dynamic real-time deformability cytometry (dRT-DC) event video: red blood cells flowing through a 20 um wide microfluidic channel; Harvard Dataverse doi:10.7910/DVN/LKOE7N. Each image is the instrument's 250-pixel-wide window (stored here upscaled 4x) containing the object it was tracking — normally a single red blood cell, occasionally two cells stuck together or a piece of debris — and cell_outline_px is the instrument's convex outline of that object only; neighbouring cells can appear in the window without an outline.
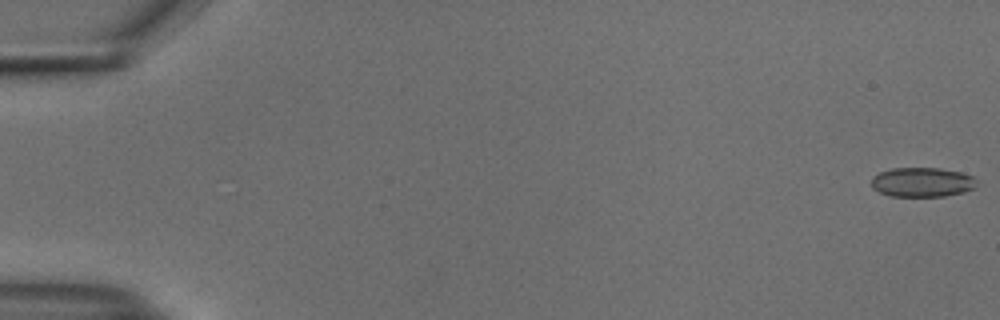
{"species": "common noctule bat (a hibernating species)", "species_latin": "Nyctalus noctula", "temperature_condition": "cold", "stored_images_in_passage": 54, "camera_frame_rate_fps": 3000, "um_per_image_px": 0.085, "animal": {"sex": "male", "body_mass_g": 18.8}, "frame": {"image": 1, "passage_image": 1, "time_ms": 0.0, "image_size_px": [1000, 320], "cell_outline_px": [[976, 188], [964, 192], [944, 196], [892, 196], [880, 192], [872, 188], [872, 176], [880, 172], [892, 168], [940, 168], [960, 172], [972, 176], [976, 180]], "centroid_in_image_um": [78.39, 15.48], "position_along_channel_um": 6.6, "area_um2": 18.09}}
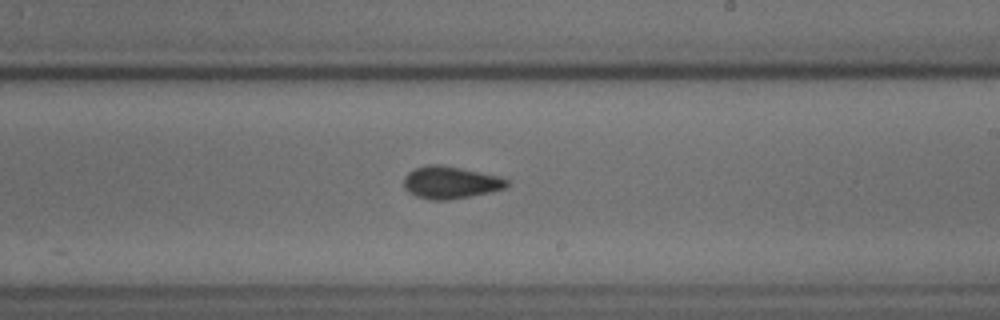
{"frame": {"image": 2, "passage_image": 33, "time_ms": 10.667, "image_size_px": [1000, 320], "cell_outline_px": [[508, 188], [492, 192], [448, 200], [428, 200], [416, 196], [408, 192], [404, 188], [404, 176], [408, 172], [416, 168], [428, 164], [440, 164], [500, 176], [508, 180]], "centroid_in_image_um": [38.29, 15.52], "position_along_channel_um": 250.7, "area_um2": 19.59}}
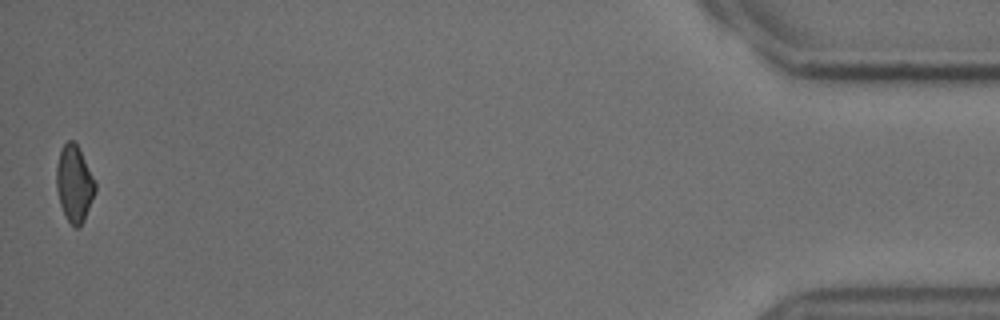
{"frame": {"image": 3, "passage_image": 54, "time_ms": 17.667, "image_size_px": [1000, 320], "cell_outline_px": [[96, 192], [84, 220], [80, 228], [72, 228], [60, 204], [56, 188], [56, 164], [60, 148], [68, 140], [72, 140], [76, 144], [96, 180]], "centroid_in_image_um": [6.32, 15.63], "position_along_channel_um": 428.9, "area_um2": 17.51}, "authors_computed_cell_mechanics": {"area_um2": 18.7272, "velocity_mm_per_s": 3.768, "shape_relaxation_time_tau1_ms": 5.3619, "shape_relaxation_time_tau2_ms": 1.6325, "deformation_change_tau1": 0.0945, "deformation_change_tau2": 0.0515}}